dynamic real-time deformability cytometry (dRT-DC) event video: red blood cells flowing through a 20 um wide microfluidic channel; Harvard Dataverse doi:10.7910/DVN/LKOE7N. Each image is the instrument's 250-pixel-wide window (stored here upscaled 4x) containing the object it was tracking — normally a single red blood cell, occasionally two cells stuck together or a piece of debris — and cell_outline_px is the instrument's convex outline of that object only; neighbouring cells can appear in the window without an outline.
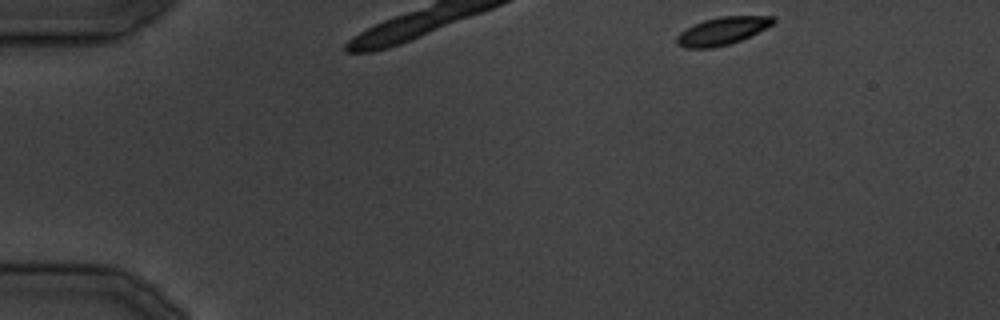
{"species": "common noctule bat (a hibernating species)", "species_latin": "Nyctalus noctula", "temperature_condition": "cold", "stored_images_in_passage": 7, "camera_frame_rate_fps": 3000, "um_per_image_px": 0.085, "animal": {"sex": "male", "body_mass_g": 19.5, "forearm_length_mm": 54.6}, "frame": {"image": 1, "passage_image": 1, "time_ms": 0.0, "image_size_px": [1000, 320], "cell_outline_px": [[776, 20], [772, 24], [740, 40], [728, 44], [712, 48], [684, 48], [676, 44], [676, 36], [680, 32], [704, 20], [720, 16], [776, 16]], "centroid_in_image_um": [61.36, 2.63], "position_along_channel_um": 23.6, "area_um2": 15.32}}